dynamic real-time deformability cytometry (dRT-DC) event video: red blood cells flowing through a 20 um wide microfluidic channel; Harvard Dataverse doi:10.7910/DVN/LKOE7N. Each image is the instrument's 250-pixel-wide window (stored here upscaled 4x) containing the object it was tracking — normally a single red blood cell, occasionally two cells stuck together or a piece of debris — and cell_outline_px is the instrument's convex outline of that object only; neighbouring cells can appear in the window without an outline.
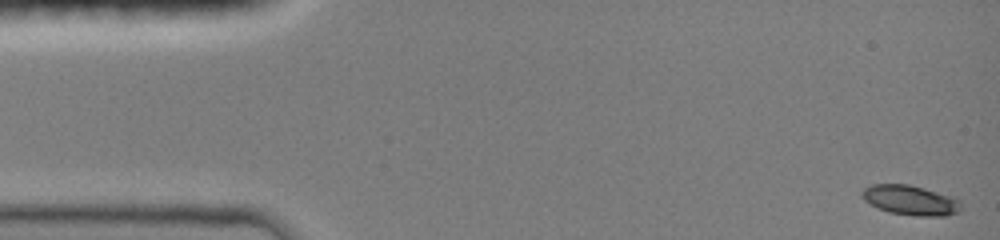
{"species": "common noctule bat (a hibernating species)", "species_latin": "Nyctalus noctula", "temperature_condition": "room temperature", "stored_images_in_passage": 23, "camera_frame_rate_fps": 3000, "um_per_image_px": 0.085, "animal": {"sex": "female", "body_mass_g": 19.0, "forearm_length_mm": 51.5}, "frame": {"image": 1, "passage_image": 1, "time_ms": 0.0, "image_size_px": [1000, 240], "cell_outline_px": [[964, 208], [960, 212], [944, 216], [916, 216], [888, 212], [864, 200], [860, 196], [860, 192], [864, 188], [872, 184], [908, 184], [924, 188], [952, 196], [960, 200]], "centroid_in_image_um": [77.43, 17.02], "position_along_channel_um": 7.6, "area_um2": 17.46}}
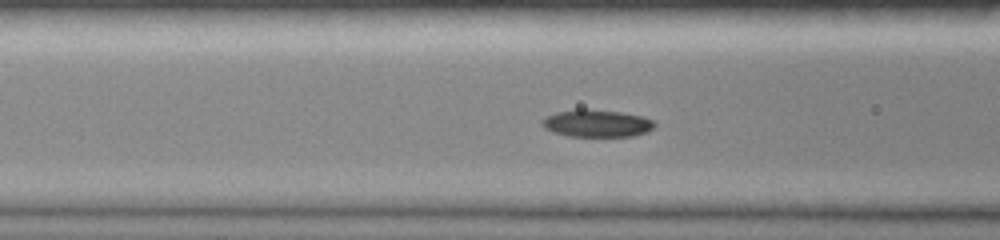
{"frame": {"image": 2, "passage_image": 14, "time_ms": 5.667, "image_size_px": [1000, 240], "cell_outline_px": [[656, 128], [648, 132], [632, 136], [568, 136], [544, 128], [540, 124], [540, 120], [556, 112], [576, 108], [584, 108], [620, 112], [640, 116], [656, 120]], "centroid_in_image_um": [50.76, 10.47], "position_along_channel_um": 115.8, "area_um2": 18.15}}
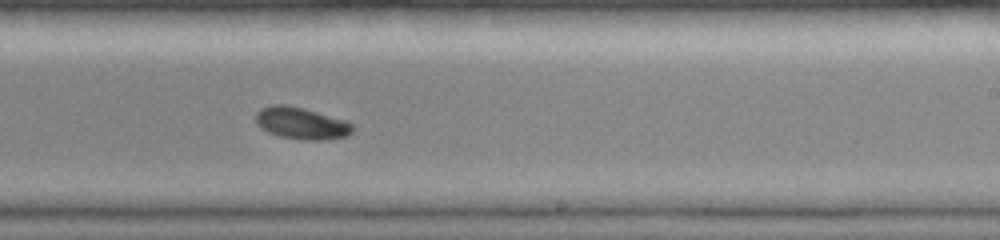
{"frame": {"image": 3, "passage_image": 23, "time_ms": 9.333, "image_size_px": [1000, 240], "cell_outline_px": [[352, 132], [348, 136], [320, 140], [304, 140], [280, 136], [268, 132], [260, 128], [256, 124], [256, 112], [260, 108], [272, 104], [284, 104], [304, 108], [348, 120], [352, 124]], "centroid_in_image_um": [25.61, 10.46], "position_along_channel_um": 263.4, "area_um2": 18.21}}